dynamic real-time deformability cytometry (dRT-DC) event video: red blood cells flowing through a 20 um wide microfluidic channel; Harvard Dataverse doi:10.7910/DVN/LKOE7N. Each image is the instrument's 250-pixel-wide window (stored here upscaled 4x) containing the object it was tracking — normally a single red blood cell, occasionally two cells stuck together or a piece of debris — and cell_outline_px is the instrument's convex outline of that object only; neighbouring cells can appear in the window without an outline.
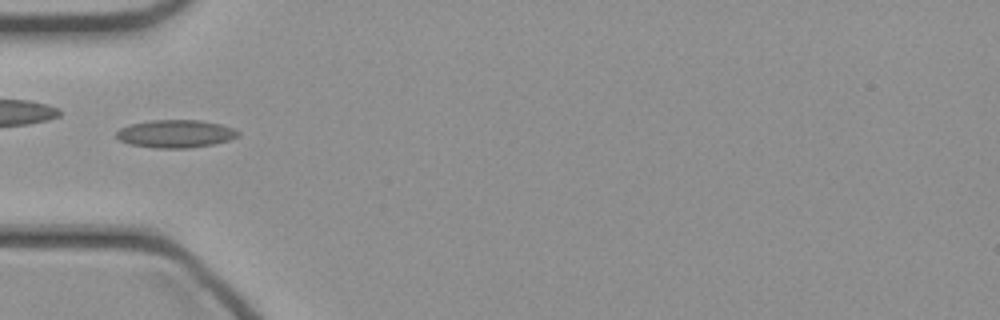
{"species": "common noctule bat (a hibernating species)", "species_latin": "Nyctalus noctula", "temperature_condition": "cold", "stored_images_in_passage": 44, "camera_frame_rate_fps": 3000, "um_per_image_px": 0.085, "animal": {"sex": "female", "body_mass_g": 21.9}, "frame": {"image": 1, "passage_image": 13, "time_ms": 4.0, "image_size_px": [1000, 320], "cell_outline_px": [[240, 136], [228, 140], [212, 144], [188, 148], [156, 148], [128, 144], [120, 140], [116, 136], [116, 132], [120, 128], [132, 124], [152, 120], [200, 120], [220, 124], [232, 128], [240, 132]], "centroid_in_image_um": [14.92, 11.37], "position_along_channel_um": 70.1, "area_um2": 19.65}}